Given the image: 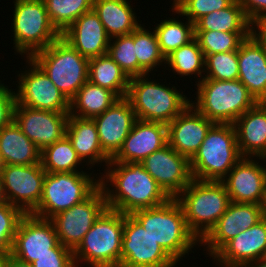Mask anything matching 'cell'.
I'll use <instances>...</instances> for the list:
<instances>
[{
  "label": "cell",
  "instance_id": "cell-11",
  "mask_svg": "<svg viewBox=\"0 0 266 267\" xmlns=\"http://www.w3.org/2000/svg\"><path fill=\"white\" fill-rule=\"evenodd\" d=\"M176 264L131 214H124L119 267H174Z\"/></svg>",
  "mask_w": 266,
  "mask_h": 267
},
{
  "label": "cell",
  "instance_id": "cell-32",
  "mask_svg": "<svg viewBox=\"0 0 266 267\" xmlns=\"http://www.w3.org/2000/svg\"><path fill=\"white\" fill-rule=\"evenodd\" d=\"M195 31L252 32L253 24L247 19L243 7L235 0L227 8L215 10L194 23Z\"/></svg>",
  "mask_w": 266,
  "mask_h": 267
},
{
  "label": "cell",
  "instance_id": "cell-51",
  "mask_svg": "<svg viewBox=\"0 0 266 267\" xmlns=\"http://www.w3.org/2000/svg\"><path fill=\"white\" fill-rule=\"evenodd\" d=\"M5 257H6V254L2 250H0V267L3 266Z\"/></svg>",
  "mask_w": 266,
  "mask_h": 267
},
{
  "label": "cell",
  "instance_id": "cell-39",
  "mask_svg": "<svg viewBox=\"0 0 266 267\" xmlns=\"http://www.w3.org/2000/svg\"><path fill=\"white\" fill-rule=\"evenodd\" d=\"M251 34L252 32L195 31V38L205 56L238 50L240 44Z\"/></svg>",
  "mask_w": 266,
  "mask_h": 267
},
{
  "label": "cell",
  "instance_id": "cell-18",
  "mask_svg": "<svg viewBox=\"0 0 266 267\" xmlns=\"http://www.w3.org/2000/svg\"><path fill=\"white\" fill-rule=\"evenodd\" d=\"M92 119L97 127L101 148L112 159L122 147L137 117L130 101L124 97Z\"/></svg>",
  "mask_w": 266,
  "mask_h": 267
},
{
  "label": "cell",
  "instance_id": "cell-28",
  "mask_svg": "<svg viewBox=\"0 0 266 267\" xmlns=\"http://www.w3.org/2000/svg\"><path fill=\"white\" fill-rule=\"evenodd\" d=\"M41 151L13 120L0 129V156L4 165L40 163Z\"/></svg>",
  "mask_w": 266,
  "mask_h": 267
},
{
  "label": "cell",
  "instance_id": "cell-53",
  "mask_svg": "<svg viewBox=\"0 0 266 267\" xmlns=\"http://www.w3.org/2000/svg\"><path fill=\"white\" fill-rule=\"evenodd\" d=\"M3 166H4V164H3V161H2L1 156H0V174L3 170Z\"/></svg>",
  "mask_w": 266,
  "mask_h": 267
},
{
  "label": "cell",
  "instance_id": "cell-37",
  "mask_svg": "<svg viewBox=\"0 0 266 267\" xmlns=\"http://www.w3.org/2000/svg\"><path fill=\"white\" fill-rule=\"evenodd\" d=\"M115 38L116 40H113ZM110 39L109 56L120 66L129 78L149 75L139 64L134 45V31L131 34ZM113 41V42H112Z\"/></svg>",
  "mask_w": 266,
  "mask_h": 267
},
{
  "label": "cell",
  "instance_id": "cell-23",
  "mask_svg": "<svg viewBox=\"0 0 266 267\" xmlns=\"http://www.w3.org/2000/svg\"><path fill=\"white\" fill-rule=\"evenodd\" d=\"M231 202L260 204L266 186V172L251 157H243L222 180Z\"/></svg>",
  "mask_w": 266,
  "mask_h": 267
},
{
  "label": "cell",
  "instance_id": "cell-42",
  "mask_svg": "<svg viewBox=\"0 0 266 267\" xmlns=\"http://www.w3.org/2000/svg\"><path fill=\"white\" fill-rule=\"evenodd\" d=\"M24 215L8 202L0 205V250L6 255L11 252L18 224Z\"/></svg>",
  "mask_w": 266,
  "mask_h": 267
},
{
  "label": "cell",
  "instance_id": "cell-1",
  "mask_svg": "<svg viewBox=\"0 0 266 267\" xmlns=\"http://www.w3.org/2000/svg\"><path fill=\"white\" fill-rule=\"evenodd\" d=\"M107 166L104 177L100 178L107 208L131 214L139 209L160 206L170 199L141 163L109 162ZM108 185L115 188L110 189L106 187Z\"/></svg>",
  "mask_w": 266,
  "mask_h": 267
},
{
  "label": "cell",
  "instance_id": "cell-7",
  "mask_svg": "<svg viewBox=\"0 0 266 267\" xmlns=\"http://www.w3.org/2000/svg\"><path fill=\"white\" fill-rule=\"evenodd\" d=\"M147 75L130 78L126 98L137 119L169 124L190 103L177 88L148 80ZM187 98V99H186Z\"/></svg>",
  "mask_w": 266,
  "mask_h": 267
},
{
  "label": "cell",
  "instance_id": "cell-29",
  "mask_svg": "<svg viewBox=\"0 0 266 267\" xmlns=\"http://www.w3.org/2000/svg\"><path fill=\"white\" fill-rule=\"evenodd\" d=\"M127 0H93L92 9L110 38L131 34L141 24Z\"/></svg>",
  "mask_w": 266,
  "mask_h": 267
},
{
  "label": "cell",
  "instance_id": "cell-46",
  "mask_svg": "<svg viewBox=\"0 0 266 267\" xmlns=\"http://www.w3.org/2000/svg\"><path fill=\"white\" fill-rule=\"evenodd\" d=\"M253 26L254 27H253L252 33L265 46V49H266V17L257 20L253 24Z\"/></svg>",
  "mask_w": 266,
  "mask_h": 267
},
{
  "label": "cell",
  "instance_id": "cell-41",
  "mask_svg": "<svg viewBox=\"0 0 266 267\" xmlns=\"http://www.w3.org/2000/svg\"><path fill=\"white\" fill-rule=\"evenodd\" d=\"M235 0H174L172 12L195 23L202 16L230 6Z\"/></svg>",
  "mask_w": 266,
  "mask_h": 267
},
{
  "label": "cell",
  "instance_id": "cell-13",
  "mask_svg": "<svg viewBox=\"0 0 266 267\" xmlns=\"http://www.w3.org/2000/svg\"><path fill=\"white\" fill-rule=\"evenodd\" d=\"M6 200L24 214H31L43 193L46 171L41 163L32 165H4L1 172Z\"/></svg>",
  "mask_w": 266,
  "mask_h": 267
},
{
  "label": "cell",
  "instance_id": "cell-52",
  "mask_svg": "<svg viewBox=\"0 0 266 267\" xmlns=\"http://www.w3.org/2000/svg\"><path fill=\"white\" fill-rule=\"evenodd\" d=\"M257 159H261V161H265L266 162V152L260 157V158H257ZM264 169H265V172H266V166L264 165Z\"/></svg>",
  "mask_w": 266,
  "mask_h": 267
},
{
  "label": "cell",
  "instance_id": "cell-45",
  "mask_svg": "<svg viewBox=\"0 0 266 267\" xmlns=\"http://www.w3.org/2000/svg\"><path fill=\"white\" fill-rule=\"evenodd\" d=\"M244 10L247 19L254 24L266 17V0H236Z\"/></svg>",
  "mask_w": 266,
  "mask_h": 267
},
{
  "label": "cell",
  "instance_id": "cell-14",
  "mask_svg": "<svg viewBox=\"0 0 266 267\" xmlns=\"http://www.w3.org/2000/svg\"><path fill=\"white\" fill-rule=\"evenodd\" d=\"M27 59L31 66L28 71L18 75L16 103L31 109L69 112L70 101L32 59Z\"/></svg>",
  "mask_w": 266,
  "mask_h": 267
},
{
  "label": "cell",
  "instance_id": "cell-12",
  "mask_svg": "<svg viewBox=\"0 0 266 267\" xmlns=\"http://www.w3.org/2000/svg\"><path fill=\"white\" fill-rule=\"evenodd\" d=\"M106 208V197L99 186L82 202L53 216L50 220L55 226L59 243L74 251Z\"/></svg>",
  "mask_w": 266,
  "mask_h": 267
},
{
  "label": "cell",
  "instance_id": "cell-31",
  "mask_svg": "<svg viewBox=\"0 0 266 267\" xmlns=\"http://www.w3.org/2000/svg\"><path fill=\"white\" fill-rule=\"evenodd\" d=\"M88 80L109 89L119 98L127 96L130 78L108 53L89 59Z\"/></svg>",
  "mask_w": 266,
  "mask_h": 267
},
{
  "label": "cell",
  "instance_id": "cell-48",
  "mask_svg": "<svg viewBox=\"0 0 266 267\" xmlns=\"http://www.w3.org/2000/svg\"><path fill=\"white\" fill-rule=\"evenodd\" d=\"M243 267H266V257L256 261L249 262L245 264Z\"/></svg>",
  "mask_w": 266,
  "mask_h": 267
},
{
  "label": "cell",
  "instance_id": "cell-22",
  "mask_svg": "<svg viewBox=\"0 0 266 267\" xmlns=\"http://www.w3.org/2000/svg\"><path fill=\"white\" fill-rule=\"evenodd\" d=\"M167 144L166 124L137 119L122 147L110 162L141 163L147 156Z\"/></svg>",
  "mask_w": 266,
  "mask_h": 267
},
{
  "label": "cell",
  "instance_id": "cell-43",
  "mask_svg": "<svg viewBox=\"0 0 266 267\" xmlns=\"http://www.w3.org/2000/svg\"><path fill=\"white\" fill-rule=\"evenodd\" d=\"M33 267H76L73 251L61 243L53 248V254H45L31 263Z\"/></svg>",
  "mask_w": 266,
  "mask_h": 267
},
{
  "label": "cell",
  "instance_id": "cell-20",
  "mask_svg": "<svg viewBox=\"0 0 266 267\" xmlns=\"http://www.w3.org/2000/svg\"><path fill=\"white\" fill-rule=\"evenodd\" d=\"M214 124L190 104L167 124L168 144L191 160Z\"/></svg>",
  "mask_w": 266,
  "mask_h": 267
},
{
  "label": "cell",
  "instance_id": "cell-15",
  "mask_svg": "<svg viewBox=\"0 0 266 267\" xmlns=\"http://www.w3.org/2000/svg\"><path fill=\"white\" fill-rule=\"evenodd\" d=\"M59 244L56 229L50 219L25 214L17 227L10 255L32 263L45 254H53Z\"/></svg>",
  "mask_w": 266,
  "mask_h": 267
},
{
  "label": "cell",
  "instance_id": "cell-34",
  "mask_svg": "<svg viewBox=\"0 0 266 267\" xmlns=\"http://www.w3.org/2000/svg\"><path fill=\"white\" fill-rule=\"evenodd\" d=\"M187 20V22L183 23L175 18L165 19L155 27L154 32L161 53L165 58L174 50H177L195 38L194 23L189 19Z\"/></svg>",
  "mask_w": 266,
  "mask_h": 267
},
{
  "label": "cell",
  "instance_id": "cell-40",
  "mask_svg": "<svg viewBox=\"0 0 266 267\" xmlns=\"http://www.w3.org/2000/svg\"><path fill=\"white\" fill-rule=\"evenodd\" d=\"M205 73L203 79L237 80L239 76L238 50L205 55Z\"/></svg>",
  "mask_w": 266,
  "mask_h": 267
},
{
  "label": "cell",
  "instance_id": "cell-2",
  "mask_svg": "<svg viewBox=\"0 0 266 267\" xmlns=\"http://www.w3.org/2000/svg\"><path fill=\"white\" fill-rule=\"evenodd\" d=\"M131 215L176 263L200 243L189 230L182 207L175 198L157 207L136 210Z\"/></svg>",
  "mask_w": 266,
  "mask_h": 267
},
{
  "label": "cell",
  "instance_id": "cell-16",
  "mask_svg": "<svg viewBox=\"0 0 266 267\" xmlns=\"http://www.w3.org/2000/svg\"><path fill=\"white\" fill-rule=\"evenodd\" d=\"M141 164L170 198H176L193 180L190 160L169 144L147 156Z\"/></svg>",
  "mask_w": 266,
  "mask_h": 267
},
{
  "label": "cell",
  "instance_id": "cell-30",
  "mask_svg": "<svg viewBox=\"0 0 266 267\" xmlns=\"http://www.w3.org/2000/svg\"><path fill=\"white\" fill-rule=\"evenodd\" d=\"M119 99L114 92L88 80L70 100L69 116L92 119L102 114Z\"/></svg>",
  "mask_w": 266,
  "mask_h": 267
},
{
  "label": "cell",
  "instance_id": "cell-38",
  "mask_svg": "<svg viewBox=\"0 0 266 267\" xmlns=\"http://www.w3.org/2000/svg\"><path fill=\"white\" fill-rule=\"evenodd\" d=\"M134 45L138 64L149 74L162 62L166 64V58L161 53L155 32L139 26L134 30Z\"/></svg>",
  "mask_w": 266,
  "mask_h": 267
},
{
  "label": "cell",
  "instance_id": "cell-4",
  "mask_svg": "<svg viewBox=\"0 0 266 267\" xmlns=\"http://www.w3.org/2000/svg\"><path fill=\"white\" fill-rule=\"evenodd\" d=\"M196 98L197 102L190 104L203 116L218 124H234L257 103L238 79L222 81L199 78Z\"/></svg>",
  "mask_w": 266,
  "mask_h": 267
},
{
  "label": "cell",
  "instance_id": "cell-26",
  "mask_svg": "<svg viewBox=\"0 0 266 267\" xmlns=\"http://www.w3.org/2000/svg\"><path fill=\"white\" fill-rule=\"evenodd\" d=\"M242 157H261L266 152V102H257L234 123Z\"/></svg>",
  "mask_w": 266,
  "mask_h": 267
},
{
  "label": "cell",
  "instance_id": "cell-5",
  "mask_svg": "<svg viewBox=\"0 0 266 267\" xmlns=\"http://www.w3.org/2000/svg\"><path fill=\"white\" fill-rule=\"evenodd\" d=\"M123 230L124 214L106 208L73 251L75 266L85 262L89 267H119Z\"/></svg>",
  "mask_w": 266,
  "mask_h": 267
},
{
  "label": "cell",
  "instance_id": "cell-19",
  "mask_svg": "<svg viewBox=\"0 0 266 267\" xmlns=\"http://www.w3.org/2000/svg\"><path fill=\"white\" fill-rule=\"evenodd\" d=\"M259 204L231 202L216 225L200 241L213 257L228 241L262 219Z\"/></svg>",
  "mask_w": 266,
  "mask_h": 267
},
{
  "label": "cell",
  "instance_id": "cell-24",
  "mask_svg": "<svg viewBox=\"0 0 266 267\" xmlns=\"http://www.w3.org/2000/svg\"><path fill=\"white\" fill-rule=\"evenodd\" d=\"M61 38L87 59L107 54L111 39L93 9L72 23Z\"/></svg>",
  "mask_w": 266,
  "mask_h": 267
},
{
  "label": "cell",
  "instance_id": "cell-8",
  "mask_svg": "<svg viewBox=\"0 0 266 267\" xmlns=\"http://www.w3.org/2000/svg\"><path fill=\"white\" fill-rule=\"evenodd\" d=\"M30 59L48 75L69 101L88 81L89 59L61 37L48 47L35 52Z\"/></svg>",
  "mask_w": 266,
  "mask_h": 267
},
{
  "label": "cell",
  "instance_id": "cell-36",
  "mask_svg": "<svg viewBox=\"0 0 266 267\" xmlns=\"http://www.w3.org/2000/svg\"><path fill=\"white\" fill-rule=\"evenodd\" d=\"M49 19L62 34L82 14L92 10L93 0H43Z\"/></svg>",
  "mask_w": 266,
  "mask_h": 267
},
{
  "label": "cell",
  "instance_id": "cell-10",
  "mask_svg": "<svg viewBox=\"0 0 266 267\" xmlns=\"http://www.w3.org/2000/svg\"><path fill=\"white\" fill-rule=\"evenodd\" d=\"M81 172L47 173L43 182L42 198L32 215L51 219L88 198L99 186L100 179Z\"/></svg>",
  "mask_w": 266,
  "mask_h": 267
},
{
  "label": "cell",
  "instance_id": "cell-27",
  "mask_svg": "<svg viewBox=\"0 0 266 267\" xmlns=\"http://www.w3.org/2000/svg\"><path fill=\"white\" fill-rule=\"evenodd\" d=\"M66 136L72 143L74 150L81 161L89 165L105 162L110 158L103 152L99 141L97 127L93 119L69 116L66 126ZM87 158V160H85ZM95 163V164H94Z\"/></svg>",
  "mask_w": 266,
  "mask_h": 267
},
{
  "label": "cell",
  "instance_id": "cell-3",
  "mask_svg": "<svg viewBox=\"0 0 266 267\" xmlns=\"http://www.w3.org/2000/svg\"><path fill=\"white\" fill-rule=\"evenodd\" d=\"M189 230L201 241L228 209L231 199L222 181L193 179L175 198Z\"/></svg>",
  "mask_w": 266,
  "mask_h": 267
},
{
  "label": "cell",
  "instance_id": "cell-49",
  "mask_svg": "<svg viewBox=\"0 0 266 267\" xmlns=\"http://www.w3.org/2000/svg\"><path fill=\"white\" fill-rule=\"evenodd\" d=\"M260 209H261V214L263 218H266V186L264 189V193L260 202Z\"/></svg>",
  "mask_w": 266,
  "mask_h": 267
},
{
  "label": "cell",
  "instance_id": "cell-47",
  "mask_svg": "<svg viewBox=\"0 0 266 267\" xmlns=\"http://www.w3.org/2000/svg\"><path fill=\"white\" fill-rule=\"evenodd\" d=\"M2 267H33V266L30 263L20 261L17 258L8 254L4 259Z\"/></svg>",
  "mask_w": 266,
  "mask_h": 267
},
{
  "label": "cell",
  "instance_id": "cell-44",
  "mask_svg": "<svg viewBox=\"0 0 266 267\" xmlns=\"http://www.w3.org/2000/svg\"><path fill=\"white\" fill-rule=\"evenodd\" d=\"M0 83V129L10 124L14 119L16 104L15 91Z\"/></svg>",
  "mask_w": 266,
  "mask_h": 267
},
{
  "label": "cell",
  "instance_id": "cell-50",
  "mask_svg": "<svg viewBox=\"0 0 266 267\" xmlns=\"http://www.w3.org/2000/svg\"><path fill=\"white\" fill-rule=\"evenodd\" d=\"M7 203L5 194H4V189H3V182H2V177L0 175V205Z\"/></svg>",
  "mask_w": 266,
  "mask_h": 267
},
{
  "label": "cell",
  "instance_id": "cell-25",
  "mask_svg": "<svg viewBox=\"0 0 266 267\" xmlns=\"http://www.w3.org/2000/svg\"><path fill=\"white\" fill-rule=\"evenodd\" d=\"M238 80L257 102H266V49L252 33L238 48Z\"/></svg>",
  "mask_w": 266,
  "mask_h": 267
},
{
  "label": "cell",
  "instance_id": "cell-17",
  "mask_svg": "<svg viewBox=\"0 0 266 267\" xmlns=\"http://www.w3.org/2000/svg\"><path fill=\"white\" fill-rule=\"evenodd\" d=\"M69 112L31 109L19 104L14 107V121L24 135L40 151L66 135Z\"/></svg>",
  "mask_w": 266,
  "mask_h": 267
},
{
  "label": "cell",
  "instance_id": "cell-21",
  "mask_svg": "<svg viewBox=\"0 0 266 267\" xmlns=\"http://www.w3.org/2000/svg\"><path fill=\"white\" fill-rule=\"evenodd\" d=\"M266 257V218L228 241L214 256L221 267H243Z\"/></svg>",
  "mask_w": 266,
  "mask_h": 267
},
{
  "label": "cell",
  "instance_id": "cell-33",
  "mask_svg": "<svg viewBox=\"0 0 266 267\" xmlns=\"http://www.w3.org/2000/svg\"><path fill=\"white\" fill-rule=\"evenodd\" d=\"M40 163L47 173L80 172L78 165L83 163L65 135L61 140L41 151Z\"/></svg>",
  "mask_w": 266,
  "mask_h": 267
},
{
  "label": "cell",
  "instance_id": "cell-9",
  "mask_svg": "<svg viewBox=\"0 0 266 267\" xmlns=\"http://www.w3.org/2000/svg\"><path fill=\"white\" fill-rule=\"evenodd\" d=\"M13 12V43L17 53L30 58L61 37L43 0H15Z\"/></svg>",
  "mask_w": 266,
  "mask_h": 267
},
{
  "label": "cell",
  "instance_id": "cell-6",
  "mask_svg": "<svg viewBox=\"0 0 266 267\" xmlns=\"http://www.w3.org/2000/svg\"><path fill=\"white\" fill-rule=\"evenodd\" d=\"M234 124L215 123L190 160L193 179L222 181L242 159Z\"/></svg>",
  "mask_w": 266,
  "mask_h": 267
},
{
  "label": "cell",
  "instance_id": "cell-35",
  "mask_svg": "<svg viewBox=\"0 0 266 267\" xmlns=\"http://www.w3.org/2000/svg\"><path fill=\"white\" fill-rule=\"evenodd\" d=\"M166 64L182 77L197 74L196 76L204 78L202 73L205 72V56L196 38L169 54Z\"/></svg>",
  "mask_w": 266,
  "mask_h": 267
}]
</instances>
